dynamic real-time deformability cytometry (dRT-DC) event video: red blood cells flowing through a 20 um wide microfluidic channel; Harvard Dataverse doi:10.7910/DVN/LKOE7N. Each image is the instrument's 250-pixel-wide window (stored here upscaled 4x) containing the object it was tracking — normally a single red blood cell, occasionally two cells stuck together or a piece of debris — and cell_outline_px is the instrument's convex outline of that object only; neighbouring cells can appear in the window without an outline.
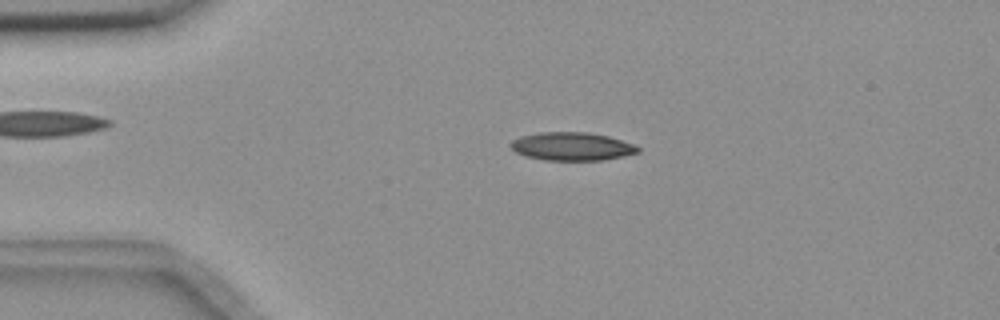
{"species": "common noctule bat (a hibernating species)", "species_latin": "Nyctalus noctula", "temperature_condition": "room temperature", "stored_images_in_passage": 54, "camera_frame_rate_fps": 3000, "um_per_image_px": 0.085, "animal": {"sex": "female", "body_mass_g": 18.4}, "frame": {"image": 1, "passage_image": 11, "time_ms": 3.333, "image_size_px": [1000, 320], "cell_outline_px": [[640, 152], [624, 156], [604, 160], [544, 160], [524, 156], [516, 152], [508, 144], [512, 140], [520, 136], [540, 132], [588, 132], [608, 136], [636, 144], [640, 148]], "centroid_in_image_um": [48.62, 12.44], "position_along_channel_um": 36.4, "area_um2": 21.15}}
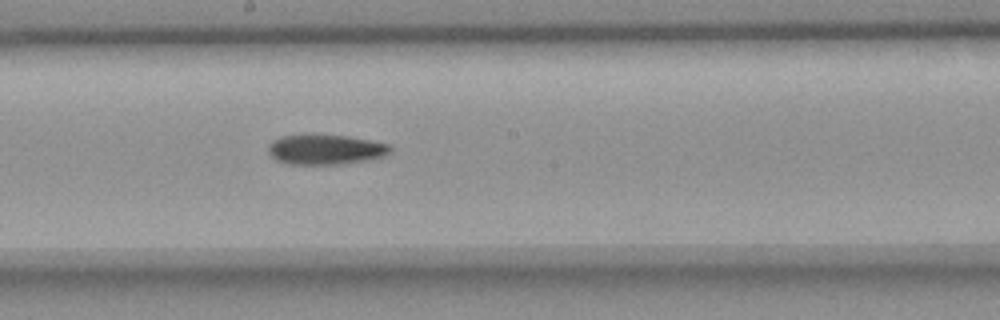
{"frame": {"image": 2, "passage_image": 29, "time_ms": 9.333, "image_size_px": [1000, 320], "cell_outline_px": [[392, 152], [384, 156], [372, 160], [336, 164], [288, 164], [276, 160], [268, 152], [268, 144], [272, 140], [284, 136], [348, 136], [388, 144], [392, 148]], "centroid_in_image_um": [27.69, 12.73], "position_along_channel_um": 220.5, "area_um2": 21.04}}
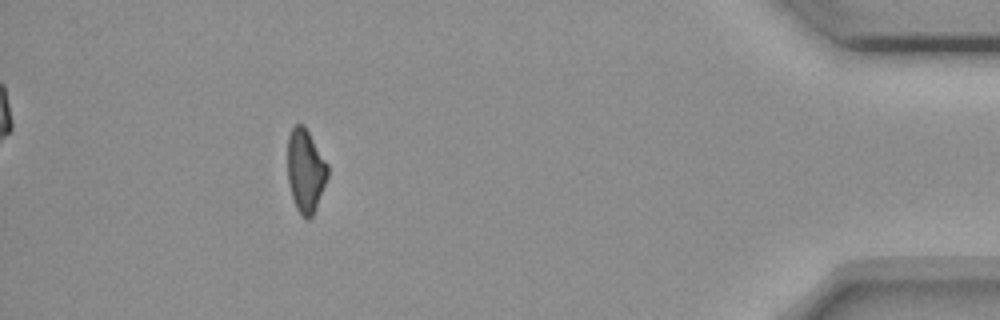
{"frame": {"image": 3, "passage_image": 49, "time_ms": 16.0, "image_size_px": [1000, 320], "cell_outline_px": [[328, 176], [316, 208], [312, 216], [308, 220], [296, 208], [292, 196], [288, 180], [288, 136], [292, 128], [296, 124], [304, 124], [328, 164]], "centroid_in_image_um": [25.98, 14.48], "position_along_channel_um": 409.2, "area_um2": 19.31}, "authors_computed_cell_mechanics": {"area_um2": 20.8947, "velocity_mm_per_s": 3.6679, "shape_relaxation_time_tau1_ms": 5.1645, "shape_relaxation_time_tau2_ms": null, "deformation_change_tau1": 0.1602, "deformation_change_tau2": null}}